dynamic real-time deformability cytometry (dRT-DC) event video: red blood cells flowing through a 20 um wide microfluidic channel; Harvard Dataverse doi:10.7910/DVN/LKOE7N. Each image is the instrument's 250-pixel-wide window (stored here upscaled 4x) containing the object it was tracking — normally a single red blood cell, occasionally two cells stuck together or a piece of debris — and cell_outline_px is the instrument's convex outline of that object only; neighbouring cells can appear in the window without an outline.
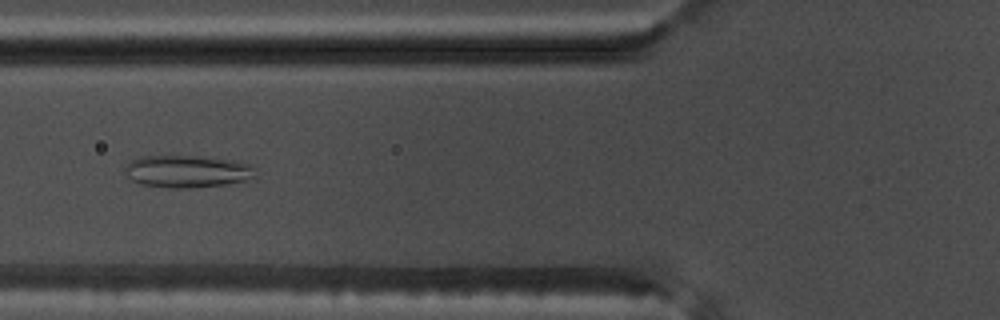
{"species": "common noctule bat (a hibernating species)", "species_latin": "Nyctalus noctula", "temperature_condition": "warm", "stored_images_in_passage": 54, "camera_frame_rate_fps": 3000, "um_per_image_px": 0.085, "animal": {"sex": "male", "body_mass_g": 17.5, "forearm_length_mm": 52.3}, "frame": {"image": 1, "passage_image": 21, "time_ms": 6.667, "image_size_px": [1000, 320], "cell_outline_px": [[256, 176], [248, 180], [224, 184], [188, 188], [168, 188], [140, 184], [132, 180], [124, 172], [124, 168], [132, 160], [140, 156], [196, 156], [228, 160], [252, 164]], "centroid_in_image_um": [15.89, 14.57], "position_along_channel_um": 109.9, "area_um2": 24.45}}
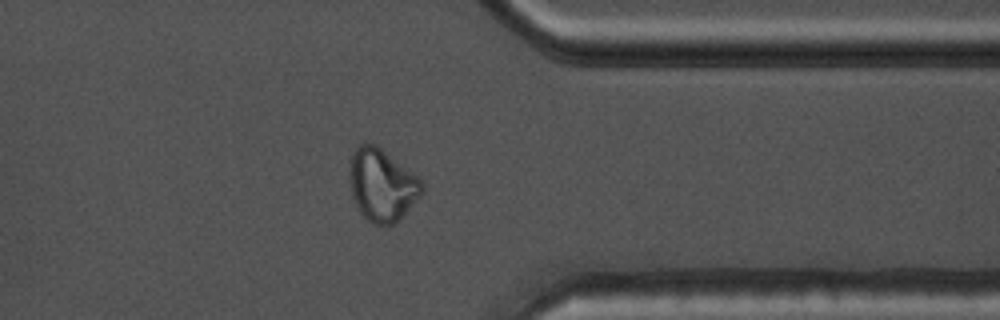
{"frame": {"image": 2, "passage_image": 43, "time_ms": 14.0, "image_size_px": [1000, 320], "cell_outline_px": [[424, 192], [392, 224], [372, 224], [360, 212], [352, 196], [352, 152], [360, 144], [376, 144], [416, 176], [424, 184]], "centroid_in_image_um": [32.49, 15.72], "position_along_channel_um": 378.9, "area_um2": 29.3}}
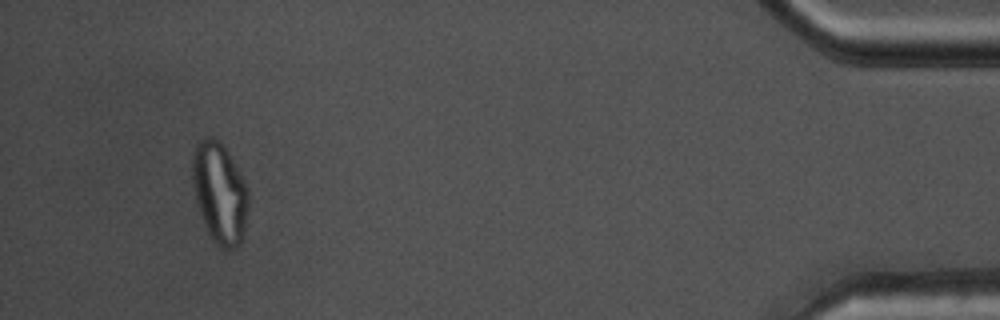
{"frame": {"image": 3, "passage_image": 51, "time_ms": 16.667, "image_size_px": [1000, 320], "cell_outline_px": [[248, 208], [244, 240], [240, 244], [232, 248], [220, 248], [212, 240], [204, 224], [196, 200], [192, 180], [192, 152], [196, 144], [204, 136], [212, 136], [224, 148], [240, 172], [248, 192]], "centroid_in_image_um": [18.67, 16.42], "position_along_channel_um": 416.5, "area_um2": 32.89}, "authors_computed_cell_mechanics": {"area_um2": 28.7844, "velocity_mm_per_s": 3.766, "shape_relaxation_time_tau1_ms": null, "shape_relaxation_time_tau2_ms": 1.1304, "deformation_change_tau1": null, "deformation_change_tau2": 0.0771}}